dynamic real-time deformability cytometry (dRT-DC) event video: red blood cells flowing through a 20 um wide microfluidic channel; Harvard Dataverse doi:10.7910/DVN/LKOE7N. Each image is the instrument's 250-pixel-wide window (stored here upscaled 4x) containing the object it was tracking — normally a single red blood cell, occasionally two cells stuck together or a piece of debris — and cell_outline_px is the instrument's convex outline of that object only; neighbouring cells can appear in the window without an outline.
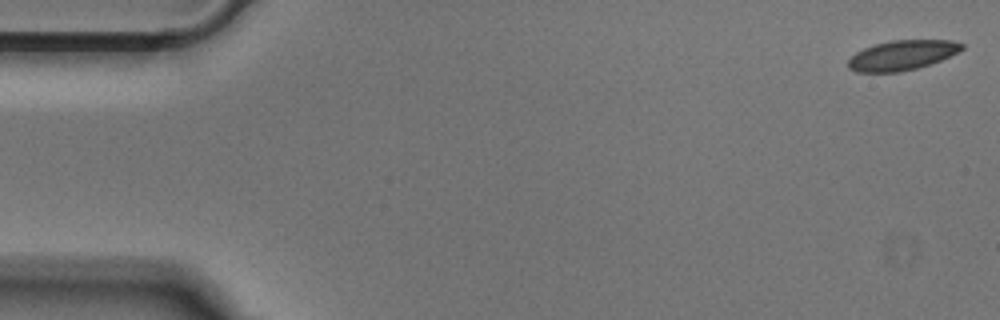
{"species": "Egyptian fruit bat (a non-hibernating species)", "species_latin": "Rousettus aegyptiacus", "temperature_condition": "cold", "stored_images_in_passage": 14, "camera_frame_rate_fps": 3000, "um_per_image_px": 0.085, "animal": {"sex": "male"}, "frame": {"image": 1, "passage_image": 1, "time_ms": 0.0, "image_size_px": [1000, 320], "cell_outline_px": [[964, 48], [940, 60], [916, 68], [900, 72], [856, 72], [848, 68], [848, 60], [856, 52], [864, 48], [876, 44], [892, 40], [952, 40], [964, 44]], "centroid_in_image_um": [76.65, 4.69], "position_along_channel_um": 8.4, "area_um2": 19.54}}
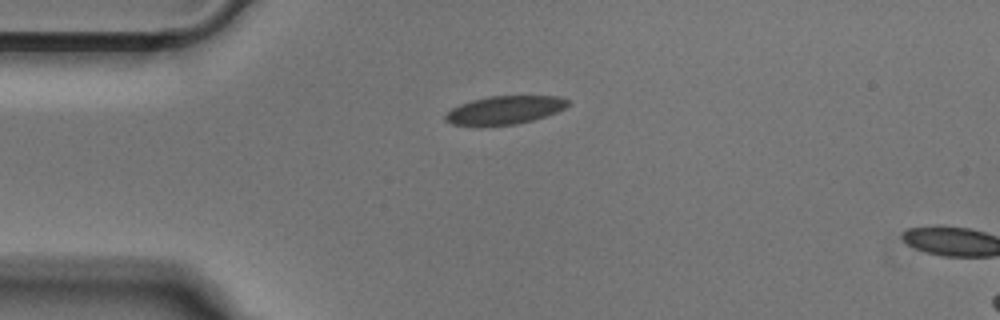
{"frame": {"image": 2, "passage_image": 12, "time_ms": 3.667, "image_size_px": [1000, 320], "cell_outline_px": [[568, 104], [564, 108], [556, 112], [532, 120], [516, 124], [452, 124], [444, 120], [444, 116], [452, 108], [460, 104], [472, 100], [488, 96], [560, 96], [568, 100]], "centroid_in_image_um": [42.9, 9.33], "position_along_channel_um": 42.1, "area_um2": 19.65}}